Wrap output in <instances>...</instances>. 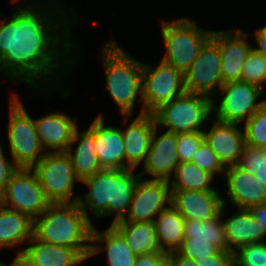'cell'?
Instances as JSON below:
<instances>
[{"label": "cell", "mask_w": 266, "mask_h": 266, "mask_svg": "<svg viewBox=\"0 0 266 266\" xmlns=\"http://www.w3.org/2000/svg\"><path fill=\"white\" fill-rule=\"evenodd\" d=\"M59 3L51 0L39 8L15 9L9 21L0 19V71L10 81H22L33 89L47 85L48 89L53 77L58 84L70 72L69 66L76 64L71 49L77 44L70 37L76 19L70 21Z\"/></svg>", "instance_id": "cell-1"}, {"label": "cell", "mask_w": 266, "mask_h": 266, "mask_svg": "<svg viewBox=\"0 0 266 266\" xmlns=\"http://www.w3.org/2000/svg\"><path fill=\"white\" fill-rule=\"evenodd\" d=\"M135 169H102L81 183L89 188L86 195L80 196L78 205L90 219L88 210L95 217L113 215L114 222L127 214L133 193L140 178ZM83 197V198H81Z\"/></svg>", "instance_id": "cell-2"}, {"label": "cell", "mask_w": 266, "mask_h": 266, "mask_svg": "<svg viewBox=\"0 0 266 266\" xmlns=\"http://www.w3.org/2000/svg\"><path fill=\"white\" fill-rule=\"evenodd\" d=\"M93 226L77 202L51 203L33 220V235L38 240L75 249L87 260Z\"/></svg>", "instance_id": "cell-3"}, {"label": "cell", "mask_w": 266, "mask_h": 266, "mask_svg": "<svg viewBox=\"0 0 266 266\" xmlns=\"http://www.w3.org/2000/svg\"><path fill=\"white\" fill-rule=\"evenodd\" d=\"M101 53V61H103L106 74L107 92L118 106L124 123H127L128 117L134 111L138 97L143 105V62L132 58L113 40L104 44Z\"/></svg>", "instance_id": "cell-4"}, {"label": "cell", "mask_w": 266, "mask_h": 266, "mask_svg": "<svg viewBox=\"0 0 266 266\" xmlns=\"http://www.w3.org/2000/svg\"><path fill=\"white\" fill-rule=\"evenodd\" d=\"M161 23V36L166 49L161 60L185 73L213 31L202 29L195 21L185 17L168 22L162 20Z\"/></svg>", "instance_id": "cell-5"}, {"label": "cell", "mask_w": 266, "mask_h": 266, "mask_svg": "<svg viewBox=\"0 0 266 266\" xmlns=\"http://www.w3.org/2000/svg\"><path fill=\"white\" fill-rule=\"evenodd\" d=\"M7 139L11 160L17 167L31 168L46 152L37 135L34 119L17 94H11Z\"/></svg>", "instance_id": "cell-6"}, {"label": "cell", "mask_w": 266, "mask_h": 266, "mask_svg": "<svg viewBox=\"0 0 266 266\" xmlns=\"http://www.w3.org/2000/svg\"><path fill=\"white\" fill-rule=\"evenodd\" d=\"M213 98L185 92L182 96L162 105L153 115L158 127L172 133L203 132V124L213 112Z\"/></svg>", "instance_id": "cell-7"}, {"label": "cell", "mask_w": 266, "mask_h": 266, "mask_svg": "<svg viewBox=\"0 0 266 266\" xmlns=\"http://www.w3.org/2000/svg\"><path fill=\"white\" fill-rule=\"evenodd\" d=\"M31 169L37 176L46 198L50 203L78 202L74 196L75 183H81L66 152H46Z\"/></svg>", "instance_id": "cell-8"}, {"label": "cell", "mask_w": 266, "mask_h": 266, "mask_svg": "<svg viewBox=\"0 0 266 266\" xmlns=\"http://www.w3.org/2000/svg\"><path fill=\"white\" fill-rule=\"evenodd\" d=\"M181 71L162 60L154 67L143 62L142 100L140 114H153L162 105L185 93Z\"/></svg>", "instance_id": "cell-9"}, {"label": "cell", "mask_w": 266, "mask_h": 266, "mask_svg": "<svg viewBox=\"0 0 266 266\" xmlns=\"http://www.w3.org/2000/svg\"><path fill=\"white\" fill-rule=\"evenodd\" d=\"M0 204L28 215L32 220L51 204L31 168L18 167L10 176Z\"/></svg>", "instance_id": "cell-10"}, {"label": "cell", "mask_w": 266, "mask_h": 266, "mask_svg": "<svg viewBox=\"0 0 266 266\" xmlns=\"http://www.w3.org/2000/svg\"><path fill=\"white\" fill-rule=\"evenodd\" d=\"M222 96L219 106L215 108L213 99V112L215 120L223 123L244 124L265 103L266 99L257 102L263 96L264 90L259 86L243 81L224 83L219 88ZM223 92V93H222Z\"/></svg>", "instance_id": "cell-11"}, {"label": "cell", "mask_w": 266, "mask_h": 266, "mask_svg": "<svg viewBox=\"0 0 266 266\" xmlns=\"http://www.w3.org/2000/svg\"><path fill=\"white\" fill-rule=\"evenodd\" d=\"M188 93L203 94L210 98L223 85L221 53L218 43L210 37L202 46L190 68L183 73Z\"/></svg>", "instance_id": "cell-12"}, {"label": "cell", "mask_w": 266, "mask_h": 266, "mask_svg": "<svg viewBox=\"0 0 266 266\" xmlns=\"http://www.w3.org/2000/svg\"><path fill=\"white\" fill-rule=\"evenodd\" d=\"M170 204L171 188L168 181L143 180L140 177L137 181L129 210L124 218L118 221H154V217Z\"/></svg>", "instance_id": "cell-13"}, {"label": "cell", "mask_w": 266, "mask_h": 266, "mask_svg": "<svg viewBox=\"0 0 266 266\" xmlns=\"http://www.w3.org/2000/svg\"><path fill=\"white\" fill-rule=\"evenodd\" d=\"M157 134L158 126L154 129L150 149L145 162L142 163L144 169L139 175L143 178L148 174L151 180L169 182L180 162L177 153V133L164 131L159 136Z\"/></svg>", "instance_id": "cell-14"}, {"label": "cell", "mask_w": 266, "mask_h": 266, "mask_svg": "<svg viewBox=\"0 0 266 266\" xmlns=\"http://www.w3.org/2000/svg\"><path fill=\"white\" fill-rule=\"evenodd\" d=\"M211 37L219 45L223 84L241 81L242 67L253 49L246 41L247 33L239 29H228L213 31Z\"/></svg>", "instance_id": "cell-15"}, {"label": "cell", "mask_w": 266, "mask_h": 266, "mask_svg": "<svg viewBox=\"0 0 266 266\" xmlns=\"http://www.w3.org/2000/svg\"><path fill=\"white\" fill-rule=\"evenodd\" d=\"M171 204L184 219L207 221L220 214L226 200L218 191L171 190Z\"/></svg>", "instance_id": "cell-16"}, {"label": "cell", "mask_w": 266, "mask_h": 266, "mask_svg": "<svg viewBox=\"0 0 266 266\" xmlns=\"http://www.w3.org/2000/svg\"><path fill=\"white\" fill-rule=\"evenodd\" d=\"M28 243L30 246L16 251L19 266H77L85 261L75 249L38 240L34 235Z\"/></svg>", "instance_id": "cell-17"}, {"label": "cell", "mask_w": 266, "mask_h": 266, "mask_svg": "<svg viewBox=\"0 0 266 266\" xmlns=\"http://www.w3.org/2000/svg\"><path fill=\"white\" fill-rule=\"evenodd\" d=\"M209 131H203L204 141L215 152L224 167L237 165L245 147V132L239 124L215 120Z\"/></svg>", "instance_id": "cell-18"}, {"label": "cell", "mask_w": 266, "mask_h": 266, "mask_svg": "<svg viewBox=\"0 0 266 266\" xmlns=\"http://www.w3.org/2000/svg\"><path fill=\"white\" fill-rule=\"evenodd\" d=\"M156 126L154 115L144 113L138 114L124 131L122 129L125 169H136L145 162Z\"/></svg>", "instance_id": "cell-19"}, {"label": "cell", "mask_w": 266, "mask_h": 266, "mask_svg": "<svg viewBox=\"0 0 266 266\" xmlns=\"http://www.w3.org/2000/svg\"><path fill=\"white\" fill-rule=\"evenodd\" d=\"M224 177L229 201L237 209H250L252 206L266 202V186L258 181L254 174L233 165L225 168Z\"/></svg>", "instance_id": "cell-20"}, {"label": "cell", "mask_w": 266, "mask_h": 266, "mask_svg": "<svg viewBox=\"0 0 266 266\" xmlns=\"http://www.w3.org/2000/svg\"><path fill=\"white\" fill-rule=\"evenodd\" d=\"M77 117L73 120L62 112H52L39 119H34L37 135L43 149L51 148L53 151L45 152H66L71 144Z\"/></svg>", "instance_id": "cell-21"}, {"label": "cell", "mask_w": 266, "mask_h": 266, "mask_svg": "<svg viewBox=\"0 0 266 266\" xmlns=\"http://www.w3.org/2000/svg\"><path fill=\"white\" fill-rule=\"evenodd\" d=\"M102 114L95 117V151L102 169H125L122 129L106 126Z\"/></svg>", "instance_id": "cell-22"}, {"label": "cell", "mask_w": 266, "mask_h": 266, "mask_svg": "<svg viewBox=\"0 0 266 266\" xmlns=\"http://www.w3.org/2000/svg\"><path fill=\"white\" fill-rule=\"evenodd\" d=\"M78 142L75 151L74 143ZM66 154L69 156L76 177L82 182L102 170L95 151V119L85 131L75 129Z\"/></svg>", "instance_id": "cell-23"}, {"label": "cell", "mask_w": 266, "mask_h": 266, "mask_svg": "<svg viewBox=\"0 0 266 266\" xmlns=\"http://www.w3.org/2000/svg\"><path fill=\"white\" fill-rule=\"evenodd\" d=\"M227 250L235 252L244 245L265 242L266 233L249 209L238 208L223 221Z\"/></svg>", "instance_id": "cell-24"}, {"label": "cell", "mask_w": 266, "mask_h": 266, "mask_svg": "<svg viewBox=\"0 0 266 266\" xmlns=\"http://www.w3.org/2000/svg\"><path fill=\"white\" fill-rule=\"evenodd\" d=\"M94 227L91 233L89 258L101 250H106L108 266H134L137 255L129 248L122 234L112 224L103 232ZM103 241L105 244L102 247L99 243Z\"/></svg>", "instance_id": "cell-25"}, {"label": "cell", "mask_w": 266, "mask_h": 266, "mask_svg": "<svg viewBox=\"0 0 266 266\" xmlns=\"http://www.w3.org/2000/svg\"><path fill=\"white\" fill-rule=\"evenodd\" d=\"M112 225L122 234L129 248L137 256L161 251L154 221H116Z\"/></svg>", "instance_id": "cell-26"}, {"label": "cell", "mask_w": 266, "mask_h": 266, "mask_svg": "<svg viewBox=\"0 0 266 266\" xmlns=\"http://www.w3.org/2000/svg\"><path fill=\"white\" fill-rule=\"evenodd\" d=\"M157 216L155 217L154 223L160 249L166 253L177 251L185 239L184 217L172 204Z\"/></svg>", "instance_id": "cell-27"}, {"label": "cell", "mask_w": 266, "mask_h": 266, "mask_svg": "<svg viewBox=\"0 0 266 266\" xmlns=\"http://www.w3.org/2000/svg\"><path fill=\"white\" fill-rule=\"evenodd\" d=\"M33 236V220L26 214L0 204V248L12 247Z\"/></svg>", "instance_id": "cell-28"}, {"label": "cell", "mask_w": 266, "mask_h": 266, "mask_svg": "<svg viewBox=\"0 0 266 266\" xmlns=\"http://www.w3.org/2000/svg\"><path fill=\"white\" fill-rule=\"evenodd\" d=\"M214 175L193 162H179L169 181L171 190L217 191L211 187Z\"/></svg>", "instance_id": "cell-29"}, {"label": "cell", "mask_w": 266, "mask_h": 266, "mask_svg": "<svg viewBox=\"0 0 266 266\" xmlns=\"http://www.w3.org/2000/svg\"><path fill=\"white\" fill-rule=\"evenodd\" d=\"M225 207L226 205H223L220 214L207 221L184 219L185 239H193V241H226L222 220L225 215Z\"/></svg>", "instance_id": "cell-30"}, {"label": "cell", "mask_w": 266, "mask_h": 266, "mask_svg": "<svg viewBox=\"0 0 266 266\" xmlns=\"http://www.w3.org/2000/svg\"><path fill=\"white\" fill-rule=\"evenodd\" d=\"M237 166L254 174L266 186V148L245 145Z\"/></svg>", "instance_id": "cell-31"}, {"label": "cell", "mask_w": 266, "mask_h": 266, "mask_svg": "<svg viewBox=\"0 0 266 266\" xmlns=\"http://www.w3.org/2000/svg\"><path fill=\"white\" fill-rule=\"evenodd\" d=\"M221 250H227V241H193V239H184L177 252L189 259L203 260L218 254Z\"/></svg>", "instance_id": "cell-32"}, {"label": "cell", "mask_w": 266, "mask_h": 266, "mask_svg": "<svg viewBox=\"0 0 266 266\" xmlns=\"http://www.w3.org/2000/svg\"><path fill=\"white\" fill-rule=\"evenodd\" d=\"M241 129L245 132V145L266 148V103L249 118Z\"/></svg>", "instance_id": "cell-33"}, {"label": "cell", "mask_w": 266, "mask_h": 266, "mask_svg": "<svg viewBox=\"0 0 266 266\" xmlns=\"http://www.w3.org/2000/svg\"><path fill=\"white\" fill-rule=\"evenodd\" d=\"M241 81L264 89L266 84V58L252 49L242 67Z\"/></svg>", "instance_id": "cell-34"}, {"label": "cell", "mask_w": 266, "mask_h": 266, "mask_svg": "<svg viewBox=\"0 0 266 266\" xmlns=\"http://www.w3.org/2000/svg\"><path fill=\"white\" fill-rule=\"evenodd\" d=\"M235 266H266V241L244 245L234 252Z\"/></svg>", "instance_id": "cell-35"}, {"label": "cell", "mask_w": 266, "mask_h": 266, "mask_svg": "<svg viewBox=\"0 0 266 266\" xmlns=\"http://www.w3.org/2000/svg\"><path fill=\"white\" fill-rule=\"evenodd\" d=\"M191 162L196 164L201 169L208 171L212 175L216 173L225 174V167L210 148V146L203 140L199 145L198 149L193 155Z\"/></svg>", "instance_id": "cell-36"}, {"label": "cell", "mask_w": 266, "mask_h": 266, "mask_svg": "<svg viewBox=\"0 0 266 266\" xmlns=\"http://www.w3.org/2000/svg\"><path fill=\"white\" fill-rule=\"evenodd\" d=\"M204 140L203 132L177 133V153L180 162H189Z\"/></svg>", "instance_id": "cell-37"}, {"label": "cell", "mask_w": 266, "mask_h": 266, "mask_svg": "<svg viewBox=\"0 0 266 266\" xmlns=\"http://www.w3.org/2000/svg\"><path fill=\"white\" fill-rule=\"evenodd\" d=\"M199 266H235L234 252L229 250H221L218 254L204 258L203 260H195Z\"/></svg>", "instance_id": "cell-38"}, {"label": "cell", "mask_w": 266, "mask_h": 266, "mask_svg": "<svg viewBox=\"0 0 266 266\" xmlns=\"http://www.w3.org/2000/svg\"><path fill=\"white\" fill-rule=\"evenodd\" d=\"M3 148L0 144V196L5 191L10 176L18 168L13 161H10L4 155Z\"/></svg>", "instance_id": "cell-39"}, {"label": "cell", "mask_w": 266, "mask_h": 266, "mask_svg": "<svg viewBox=\"0 0 266 266\" xmlns=\"http://www.w3.org/2000/svg\"><path fill=\"white\" fill-rule=\"evenodd\" d=\"M168 253L156 251L149 254L138 255L134 266H167Z\"/></svg>", "instance_id": "cell-40"}, {"label": "cell", "mask_w": 266, "mask_h": 266, "mask_svg": "<svg viewBox=\"0 0 266 266\" xmlns=\"http://www.w3.org/2000/svg\"><path fill=\"white\" fill-rule=\"evenodd\" d=\"M167 266H199L195 260L183 257L177 251L168 253Z\"/></svg>", "instance_id": "cell-41"}, {"label": "cell", "mask_w": 266, "mask_h": 266, "mask_svg": "<svg viewBox=\"0 0 266 266\" xmlns=\"http://www.w3.org/2000/svg\"><path fill=\"white\" fill-rule=\"evenodd\" d=\"M249 210L266 233V202L252 206Z\"/></svg>", "instance_id": "cell-42"}, {"label": "cell", "mask_w": 266, "mask_h": 266, "mask_svg": "<svg viewBox=\"0 0 266 266\" xmlns=\"http://www.w3.org/2000/svg\"><path fill=\"white\" fill-rule=\"evenodd\" d=\"M255 35V41L258 46L253 49L266 58V32L262 28H258L255 31Z\"/></svg>", "instance_id": "cell-43"}, {"label": "cell", "mask_w": 266, "mask_h": 266, "mask_svg": "<svg viewBox=\"0 0 266 266\" xmlns=\"http://www.w3.org/2000/svg\"><path fill=\"white\" fill-rule=\"evenodd\" d=\"M13 3H18V1H20L21 2V0H11ZM37 1V2H36ZM22 3H23V5L22 4H20L18 7H17V9H34V7H36V8H39V7H42V5H46V4H48L49 3V1L47 2V1H42V2H40V1H38V0H33V2L30 4H27L26 3V1H24L23 2V0H22ZM35 3H37V4H35ZM43 3V4H42ZM25 4V5H24ZM33 5V6H32Z\"/></svg>", "instance_id": "cell-44"}, {"label": "cell", "mask_w": 266, "mask_h": 266, "mask_svg": "<svg viewBox=\"0 0 266 266\" xmlns=\"http://www.w3.org/2000/svg\"><path fill=\"white\" fill-rule=\"evenodd\" d=\"M1 266H8L7 263H3ZM9 266H19L17 259L14 258L13 262Z\"/></svg>", "instance_id": "cell-45"}, {"label": "cell", "mask_w": 266, "mask_h": 266, "mask_svg": "<svg viewBox=\"0 0 266 266\" xmlns=\"http://www.w3.org/2000/svg\"><path fill=\"white\" fill-rule=\"evenodd\" d=\"M262 29L266 32V25L264 27H262Z\"/></svg>", "instance_id": "cell-46"}]
</instances>
